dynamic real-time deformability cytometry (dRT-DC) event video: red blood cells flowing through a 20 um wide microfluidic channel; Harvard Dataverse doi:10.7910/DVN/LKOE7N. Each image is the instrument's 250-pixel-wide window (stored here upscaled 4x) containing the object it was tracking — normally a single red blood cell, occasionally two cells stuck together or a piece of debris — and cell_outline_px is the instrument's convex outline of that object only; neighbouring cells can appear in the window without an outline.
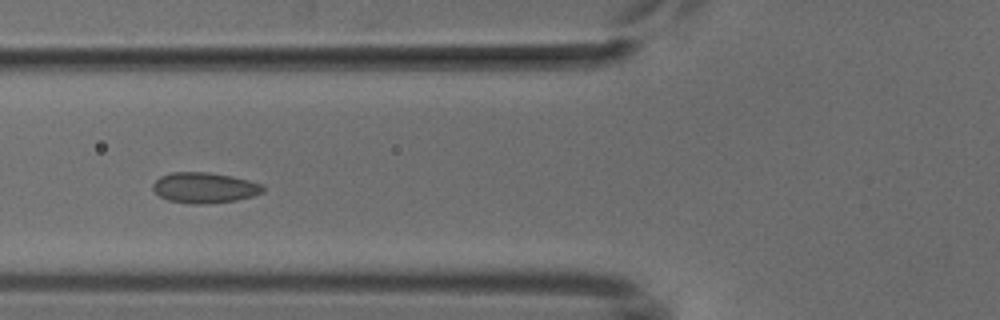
{"species": "common noctule bat (a hibernating species)", "species_latin": "Nyctalus noctula", "temperature_condition": "cold", "stored_images_in_passage": 8, "camera_frame_rate_fps": 3000, "um_per_image_px": 0.085, "animal": {"sex": "male", "body_mass_g": 18.8}, "frame": {"image": 1, "passage_image": 4, "time_ms": 4.333, "image_size_px": [1000, 320], "cell_outline_px": [[264, 192], [252, 196], [236, 200], [204, 204], [192, 204], [168, 200], [160, 196], [152, 188], [152, 184], [160, 176], [172, 172], [208, 172], [232, 176], [248, 180], [260, 184], [264, 188]], "centroid_in_image_um": [17.36, 15.95], "position_along_channel_um": 108.4, "area_um2": 19.54}}
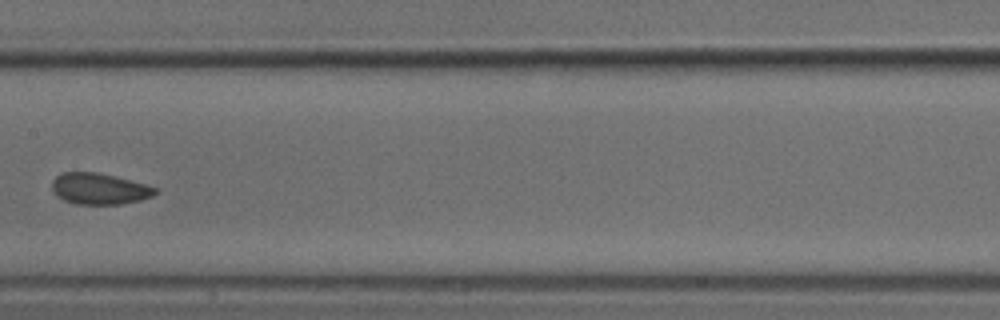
{"frame": {"image": 2, "passage_image": 6, "time_ms": 6.667, "image_size_px": [1000, 320], "cell_outline_px": [[156, 192], [152, 196], [140, 200], [120, 204], [76, 204], [64, 200], [56, 196], [52, 192], [52, 180], [56, 176], [64, 172], [96, 172], [144, 184], [156, 188]], "centroid_in_image_um": [8.38, 16.05], "position_along_channel_um": 199.0, "area_um2": 18.55}}
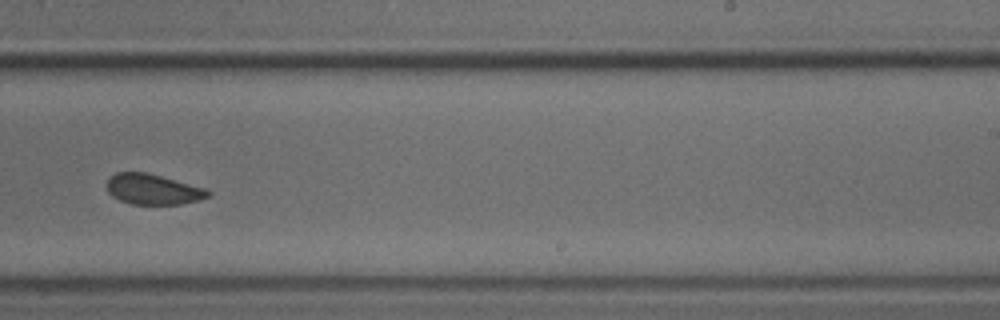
{"frame": {"image": 3, "passage_image": 8, "time_ms": 8.667, "image_size_px": [1000, 320], "cell_outline_px": [[212, 192], [208, 196], [196, 200], [180, 204], [132, 204], [120, 200], [112, 196], [108, 192], [108, 176], [116, 172], [144, 172], [208, 188]], "centroid_in_image_um": [13.0, 16.08], "position_along_channel_um": 276.0, "area_um2": 17.86}}